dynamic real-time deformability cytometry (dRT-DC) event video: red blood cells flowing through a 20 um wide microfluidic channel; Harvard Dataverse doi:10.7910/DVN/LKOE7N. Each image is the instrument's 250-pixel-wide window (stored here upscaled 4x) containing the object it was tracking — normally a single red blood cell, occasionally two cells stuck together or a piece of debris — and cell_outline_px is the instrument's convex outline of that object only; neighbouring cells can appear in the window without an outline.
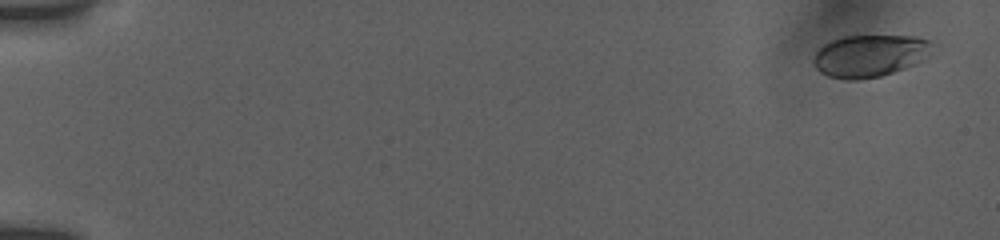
{"species": "human", "species_latin": "Homo sapiens", "temperature_condition": "room temperature", "stored_images_in_passage": 54, "camera_frame_rate_fps": 3000, "um_per_image_px": 0.085, "donor": {"sex": "female"}, "frame": {"image": 1, "passage_image": 1, "time_ms": 0.0, "image_size_px": [1000, 240], "cell_outline_px": [[928, 44], [920, 60], [912, 64], [892, 72], [880, 76], [856, 80], [844, 80], [828, 76], [820, 72], [816, 68], [812, 60], [816, 52], [824, 44], [832, 40], [844, 36], [916, 36], [928, 40]], "centroid_in_image_um": [73.77, 4.75], "position_along_channel_um": 11.2, "area_um2": 28.32}}
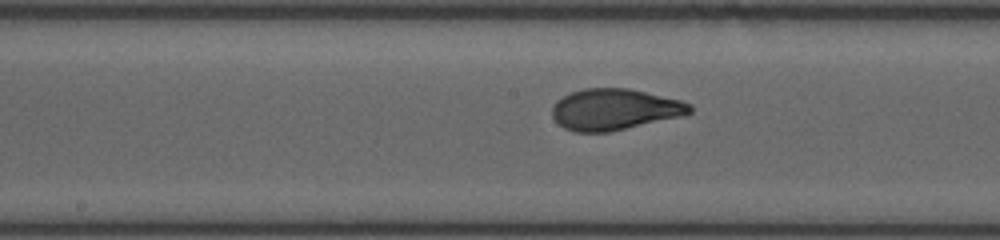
{"frame": {"image": 2, "passage_image": 29, "time_ms": 9.333, "image_size_px": [1000, 240], "cell_outline_px": [[692, 112], [684, 116], [608, 132], [576, 132], [564, 128], [552, 116], [552, 108], [556, 100], [572, 92], [584, 88], [628, 88], [680, 100], [692, 104]], "centroid_in_image_um": [52.25, 9.3], "position_along_channel_um": 195.9, "area_um2": 33.0}}
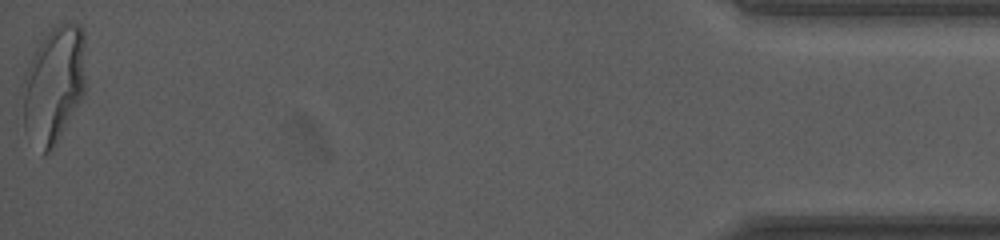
{"frame": {"image": 3, "passage_image": 54, "time_ms": 17.667, "image_size_px": [1000, 240], "cell_outline_px": [[84, 92], [52, 152], [44, 156], [24, 128], [20, 92], [20, 84], [24, 72], [40, 32], [56, 24], [80, 24], [84, 32]], "centroid_in_image_um": [4.49, 7.13], "position_along_channel_um": 430.7, "area_um2": 44.33}, "authors_computed_cell_mechanics": {"area_um2": 33.0038, "velocity_mm_per_s": 3.8312, "shape_relaxation_time_tau1_ms": 4.7217, "shape_relaxation_time_tau2_ms": null, "deformation_change_tau1": 0.1832, "deformation_change_tau2": null}}